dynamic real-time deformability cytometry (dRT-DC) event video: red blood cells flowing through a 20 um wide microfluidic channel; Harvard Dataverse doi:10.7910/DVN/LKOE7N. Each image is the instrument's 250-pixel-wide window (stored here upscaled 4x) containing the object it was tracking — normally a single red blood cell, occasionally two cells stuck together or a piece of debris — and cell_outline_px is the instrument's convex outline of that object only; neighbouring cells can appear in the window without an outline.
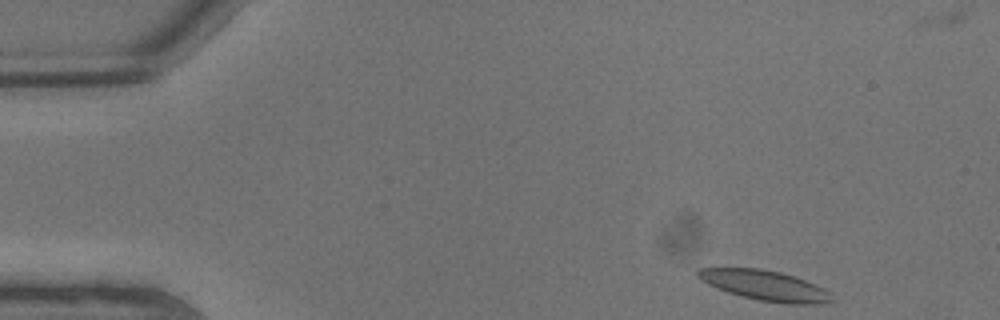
{"species": "common noctule bat (a hibernating species)", "species_latin": "Nyctalus noctula", "temperature_condition": "warm", "stored_images_in_passage": 4, "camera_frame_rate_fps": 3000, "um_per_image_px": 0.085, "animal": {"sex": "male", "body_mass_g": 13.3}, "frame": {"image": 1, "passage_image": 1, "time_ms": 0.0, "image_size_px": [1000, 320], "cell_outline_px": [[832, 300], [828, 304], [788, 304], [760, 300], [740, 296], [716, 288], [700, 280], [696, 276], [696, 268], [760, 268], [780, 272], [816, 284], [832, 292]], "centroid_in_image_um": [65.03, 24.27], "position_along_channel_um": 20.0, "area_um2": 23.7}}